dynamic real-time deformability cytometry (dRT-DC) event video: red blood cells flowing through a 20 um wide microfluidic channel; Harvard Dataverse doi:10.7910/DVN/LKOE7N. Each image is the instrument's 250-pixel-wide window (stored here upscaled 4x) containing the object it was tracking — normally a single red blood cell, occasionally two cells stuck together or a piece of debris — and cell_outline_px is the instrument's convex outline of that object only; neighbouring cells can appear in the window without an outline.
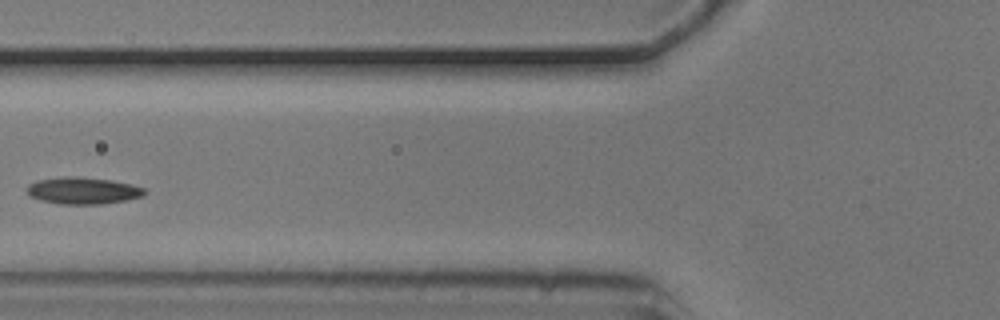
{"species": "common noctule bat (a hibernating species)", "species_latin": "Nyctalus noctula", "temperature_condition": "cold", "stored_images_in_passage": 4, "camera_frame_rate_fps": 3000, "um_per_image_px": 0.085, "animal": {"sex": "male", "body_mass_g": 20.5, "forearm_length_mm": 52.5}, "frame": {"image": 1, "passage_image": 4, "time_ms": 1.0, "image_size_px": [1000, 320], "cell_outline_px": [[148, 192], [144, 196], [128, 200], [100, 204], [60, 204], [40, 200], [28, 196], [28, 184], [36, 180], [68, 176], [76, 176], [112, 180], [132, 184], [144, 188]], "centroid_in_image_um": [7.08, 16.2], "position_along_channel_um": 118.7, "area_um2": 18.61}}